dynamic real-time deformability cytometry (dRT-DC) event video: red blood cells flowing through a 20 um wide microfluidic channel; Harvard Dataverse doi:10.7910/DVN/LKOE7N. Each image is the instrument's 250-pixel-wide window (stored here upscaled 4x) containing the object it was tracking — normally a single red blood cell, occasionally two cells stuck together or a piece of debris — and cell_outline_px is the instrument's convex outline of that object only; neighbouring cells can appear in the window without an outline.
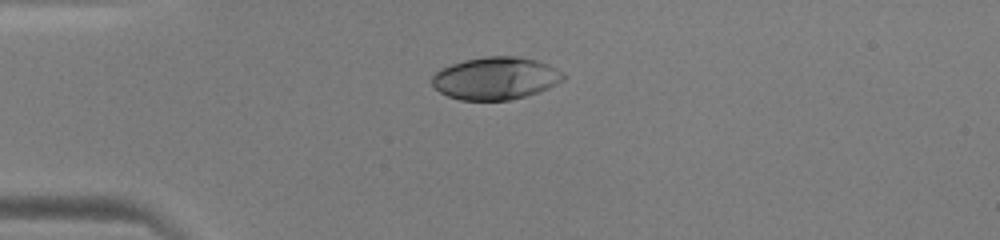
{"species": "human", "species_latin": "Homo sapiens", "temperature_condition": "warm", "stored_images_in_passage": 36, "camera_frame_rate_fps": 3000, "um_per_image_px": 0.085, "donor": {"sex": "male"}, "frame": {"image": 1, "passage_image": 1, "time_ms": 0.0, "image_size_px": [1000, 240], "cell_outline_px": [[568, 76], [564, 80], [548, 88], [524, 96], [508, 100], [460, 100], [448, 96], [440, 92], [432, 84], [432, 76], [440, 68], [464, 60], [488, 56], [516, 56], [536, 60], [548, 64], [564, 72]], "centroid_in_image_um": [42.14, 6.65], "position_along_channel_um": 42.9, "area_um2": 32.54}}
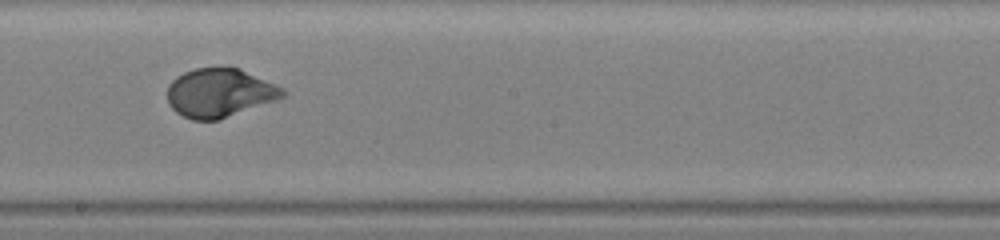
{"frame": {"image": 2, "passage_image": 16, "time_ms": 5.0, "image_size_px": [1000, 240], "cell_outline_px": [[284, 96], [276, 100], [220, 120], [192, 120], [176, 112], [168, 104], [168, 84], [176, 76], [184, 72], [196, 68], [240, 68], [276, 84], [284, 88]], "centroid_in_image_um": [18.66, 7.9], "position_along_channel_um": 229.5, "area_um2": 32.77}}
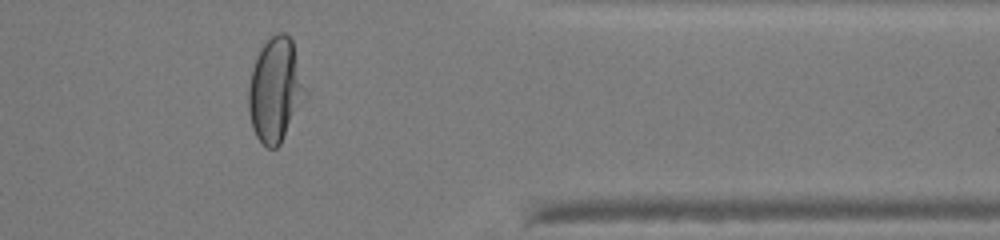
{"frame": {"image": 3, "passage_image": 28, "time_ms": 9.0, "image_size_px": [1000, 240], "cell_outline_px": [[308, 96], [280, 144], [276, 148], [268, 148], [256, 136], [252, 128], [248, 108], [248, 88], [252, 68], [256, 56], [260, 48], [276, 32], [284, 32], [292, 40], [308, 92]], "centroid_in_image_um": [23.43, 7.65], "position_along_channel_um": 388.0, "area_um2": 34.85}}